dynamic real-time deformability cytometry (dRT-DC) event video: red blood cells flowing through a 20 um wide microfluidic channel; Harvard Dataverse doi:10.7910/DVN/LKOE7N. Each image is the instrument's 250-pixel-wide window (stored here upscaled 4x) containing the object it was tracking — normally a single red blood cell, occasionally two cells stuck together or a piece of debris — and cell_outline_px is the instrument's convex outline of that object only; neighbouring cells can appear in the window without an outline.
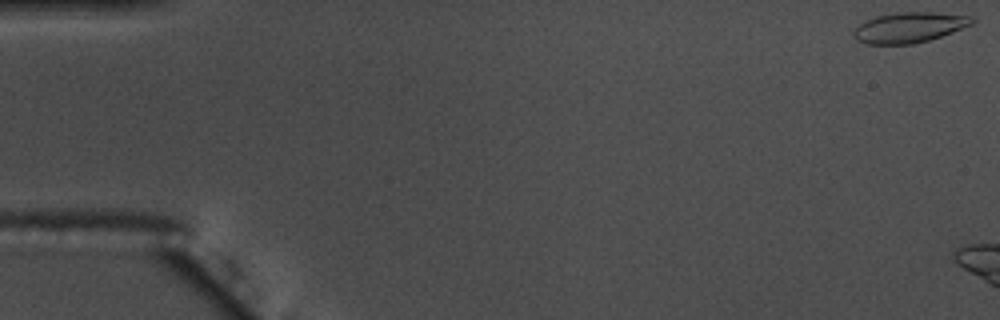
{"species": "common noctule bat (a hibernating species)", "species_latin": "Nyctalus noctula", "temperature_condition": "warm", "stored_images_in_passage": 7, "camera_frame_rate_fps": 3000, "um_per_image_px": 0.085, "animal": {"sex": "male", "body_mass_g": 17.5, "forearm_length_mm": 52.3}, "frame": {"image": 1, "passage_image": 1, "time_ms": 0.0, "image_size_px": [1000, 320], "cell_outline_px": [[976, 20], [972, 24], [952, 32], [928, 40], [912, 44], [864, 44], [856, 40], [852, 36], [852, 32], [860, 24], [876, 16], [900, 12], [936, 12], [972, 16]], "centroid_in_image_um": [77.28, 2.33], "position_along_channel_um": 7.7, "area_um2": 20.92}}